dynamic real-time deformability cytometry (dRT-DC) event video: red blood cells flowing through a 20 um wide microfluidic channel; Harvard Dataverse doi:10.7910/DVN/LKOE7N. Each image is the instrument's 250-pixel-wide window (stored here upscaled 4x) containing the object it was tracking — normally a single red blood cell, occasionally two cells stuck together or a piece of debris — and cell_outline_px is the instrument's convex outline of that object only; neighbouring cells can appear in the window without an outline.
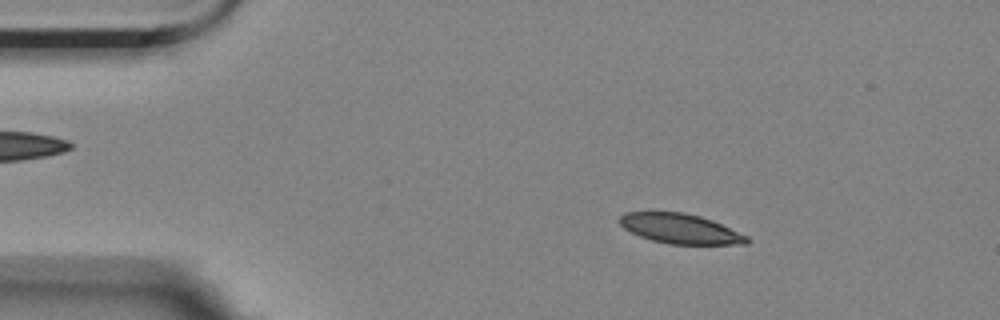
{"species": "Egyptian fruit bat (a non-hibernating species)", "species_latin": "Rousettus aegyptiacus", "temperature_condition": "room temperature", "stored_images_in_passage": 4, "camera_frame_rate_fps": 3000, "um_per_image_px": 0.085, "animal": {"sex": "female"}, "frame": {"image": 1, "passage_image": 2, "time_ms": 1.0, "image_size_px": [1000, 320], "cell_outline_px": [[752, 240], [748, 244], [668, 244], [652, 240], [640, 236], [624, 228], [620, 224], [620, 216], [624, 212], [684, 212], [700, 216], [712, 220], [748, 236]], "centroid_in_image_um": [57.85, 19.44], "position_along_channel_um": 27.1, "area_um2": 22.08}}